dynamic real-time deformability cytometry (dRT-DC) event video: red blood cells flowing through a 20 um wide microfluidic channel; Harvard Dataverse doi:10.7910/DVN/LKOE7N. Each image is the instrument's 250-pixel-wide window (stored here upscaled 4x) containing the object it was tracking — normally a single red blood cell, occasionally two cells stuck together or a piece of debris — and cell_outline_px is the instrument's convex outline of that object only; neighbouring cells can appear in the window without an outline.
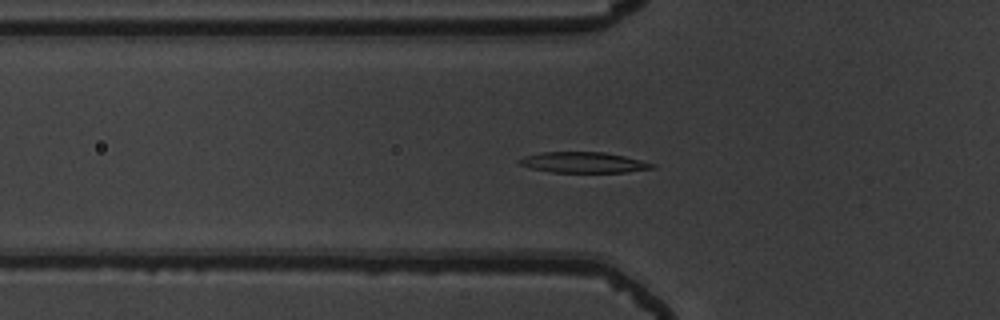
{"species": "common noctule bat (a hibernating species)", "species_latin": "Nyctalus noctula", "temperature_condition": "warm", "stored_images_in_passage": 40, "camera_frame_rate_fps": 3000, "um_per_image_px": 0.085, "animal": {"sex": "male", "body_mass_g": 19.5, "forearm_length_mm": 54.6}, "frame": {"image": 1, "passage_image": 5, "time_ms": 1.333, "image_size_px": [1000, 320], "cell_outline_px": [[656, 168], [628, 172], [552, 172], [532, 168], [520, 164], [516, 160], [524, 156], [540, 152], [604, 152], [624, 156], [656, 164]], "centroid_in_image_um": [49.61, 13.8], "position_along_channel_um": 76.2, "area_um2": 16.01}}
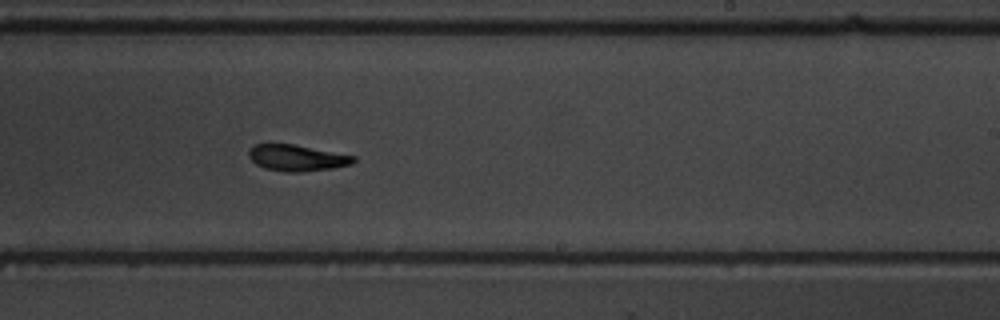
{"frame": {"image": 2, "passage_image": 20, "time_ms": 6.333, "image_size_px": [1000, 320], "cell_outline_px": [[356, 160], [352, 164], [332, 168], [300, 172], [284, 172], [264, 168], [256, 164], [248, 156], [248, 152], [252, 144], [264, 140], [268, 140], [292, 144], [356, 156]], "centroid_in_image_um": [25.13, 13.37], "position_along_channel_um": 263.9, "area_um2": 16.65}}
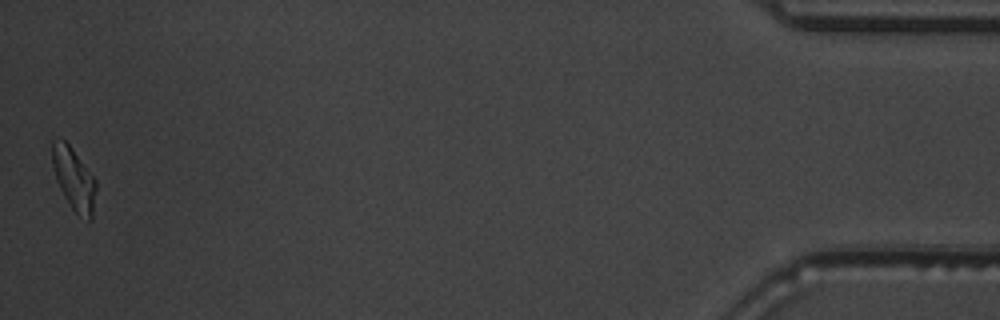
{"frame": {"image": 3, "passage_image": 40, "time_ms": 13.0, "image_size_px": [1000, 320], "cell_outline_px": [[96, 188], [92, 220], [88, 220], [76, 212], [72, 208], [60, 188], [56, 180], [52, 164], [52, 140], [64, 140], [72, 148], [96, 180]], "centroid_in_image_um": [6.28, 15.21], "position_along_channel_um": 428.9, "area_um2": 15.61}, "authors_computed_cell_mechanics": {"area_um2": 16.3863, "velocity_mm_per_s": 3.7493, "shape_relaxation_time_tau1_ms": 2.7445, "shape_relaxation_time_tau2_ms": 3.0151, "deformation_change_tau1": 0.1555, "deformation_change_tau2": 0.1146}}